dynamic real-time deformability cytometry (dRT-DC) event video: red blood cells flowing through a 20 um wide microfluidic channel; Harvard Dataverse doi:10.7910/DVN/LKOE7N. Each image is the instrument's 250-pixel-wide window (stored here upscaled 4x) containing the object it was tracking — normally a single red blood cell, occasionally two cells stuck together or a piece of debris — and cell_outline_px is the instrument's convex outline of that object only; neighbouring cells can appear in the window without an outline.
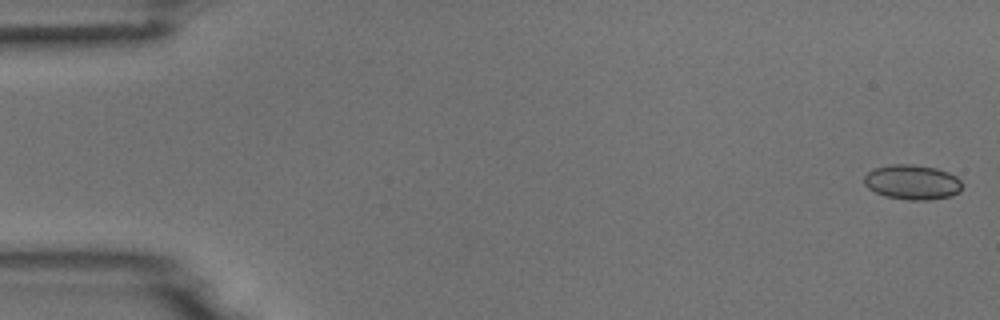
{"species": "common noctule bat (a hibernating species)", "species_latin": "Nyctalus noctula", "temperature_condition": "room temperature", "stored_images_in_passage": 4, "camera_frame_rate_fps": 3000, "um_per_image_px": 0.085, "animal": {"sex": "male", "body_mass_g": 18.8}, "frame": {"image": 1, "passage_image": 1, "time_ms": 0.0, "image_size_px": [1000, 320], "cell_outline_px": [[960, 192], [952, 196], [928, 200], [908, 200], [884, 196], [868, 188], [864, 184], [864, 176], [872, 168], [892, 164], [912, 164], [936, 168], [948, 172], [956, 176], [960, 180]], "centroid_in_image_um": [77.52, 15.48], "position_along_channel_um": 7.5, "area_um2": 20.0}}
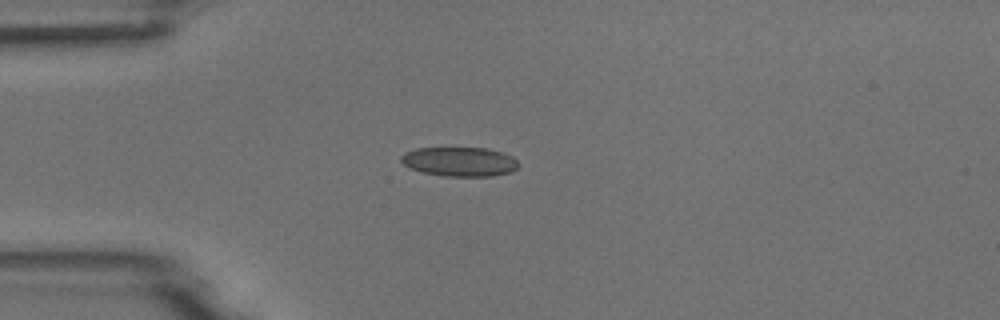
{"frame": {"image": 2, "passage_image": 4, "time_ms": 1.0, "image_size_px": [1000, 320], "cell_outline_px": [[520, 164], [512, 172], [492, 176], [444, 176], [424, 172], [412, 168], [404, 164], [400, 160], [400, 156], [404, 152], [416, 148], [488, 148], [512, 156]], "centroid_in_image_um": [39.08, 13.74], "position_along_channel_um": 45.9, "area_um2": 20.0}}